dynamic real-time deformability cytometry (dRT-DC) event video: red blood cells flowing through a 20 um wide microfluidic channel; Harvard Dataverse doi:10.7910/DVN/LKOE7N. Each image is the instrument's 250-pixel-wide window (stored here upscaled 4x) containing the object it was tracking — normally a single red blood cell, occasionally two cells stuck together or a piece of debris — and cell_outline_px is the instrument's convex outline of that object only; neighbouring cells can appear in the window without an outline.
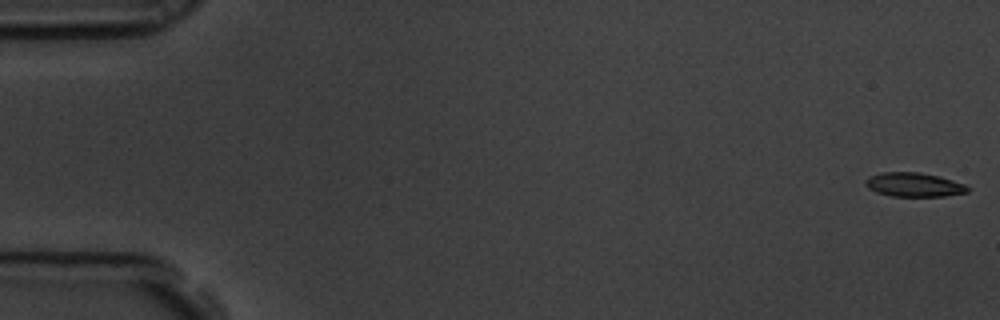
{"species": "common noctule bat (a hibernating species)", "species_latin": "Nyctalus noctula", "temperature_condition": "room temperature", "stored_images_in_passage": 6, "camera_frame_rate_fps": 3000, "um_per_image_px": 0.085, "animal": {"sex": "male", "body_mass_g": 19.5, "forearm_length_mm": 54.6}, "frame": {"image": 1, "passage_image": 1, "time_ms": 0.0, "image_size_px": [1000, 320], "cell_outline_px": [[972, 188], [968, 192], [944, 196], [892, 196], [876, 192], [868, 188], [864, 184], [868, 176], [880, 172], [920, 172], [940, 176], [964, 184]], "centroid_in_image_um": [77.68, 15.69], "position_along_channel_um": 7.3, "area_um2": 14.45}}